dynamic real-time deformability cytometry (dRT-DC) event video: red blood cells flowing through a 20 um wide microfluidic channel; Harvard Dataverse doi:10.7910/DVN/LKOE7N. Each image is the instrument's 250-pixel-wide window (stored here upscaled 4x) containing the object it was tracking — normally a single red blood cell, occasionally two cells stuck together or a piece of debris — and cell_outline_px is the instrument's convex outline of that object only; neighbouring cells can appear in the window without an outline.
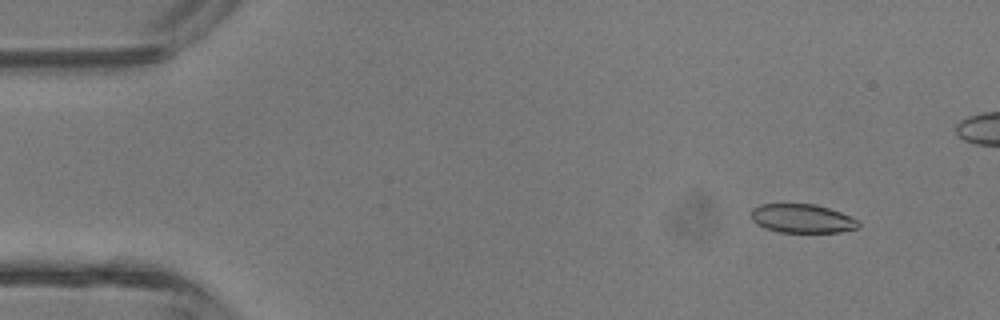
{"species": "common noctule bat (a hibernating species)", "species_latin": "Nyctalus noctula", "temperature_condition": "room temperature", "stored_images_in_passage": 9, "camera_frame_rate_fps": 3000, "um_per_image_px": 0.085, "animal": {"sex": "male", "body_mass_g": 13.3}, "frame": {"image": 1, "passage_image": 5, "time_ms": 1.333, "image_size_px": [1000, 320], "cell_outline_px": [[860, 228], [840, 232], [780, 232], [764, 228], [756, 224], [752, 220], [752, 208], [760, 204], [816, 204], [840, 212], [856, 220], [860, 224]], "centroid_in_image_um": [68.17, 18.58], "position_along_channel_um": 16.8, "area_um2": 17.98}}